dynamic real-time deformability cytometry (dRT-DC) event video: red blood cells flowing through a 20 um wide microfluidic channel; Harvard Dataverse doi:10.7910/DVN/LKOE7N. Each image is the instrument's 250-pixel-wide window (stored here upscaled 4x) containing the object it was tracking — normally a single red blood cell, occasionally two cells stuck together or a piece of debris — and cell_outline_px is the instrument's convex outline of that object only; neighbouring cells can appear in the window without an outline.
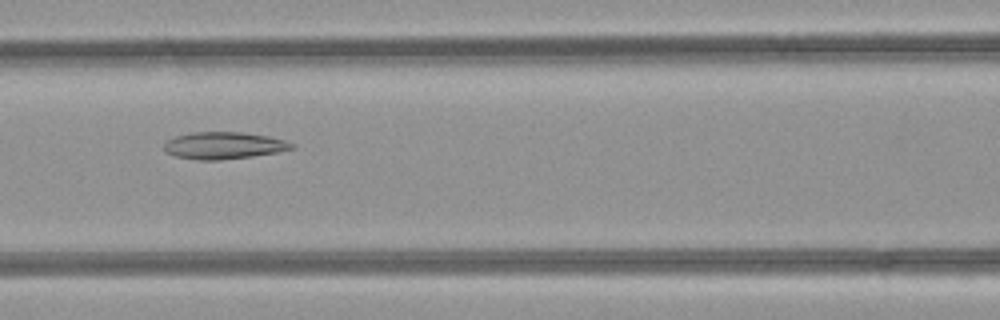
{"species": "common noctule bat (a hibernating species)", "species_latin": "Nyctalus noctula", "temperature_condition": "room temperature", "stored_images_in_passage": 41, "camera_frame_rate_fps": 3000, "um_per_image_px": 0.085, "animal": {"sex": "female", "body_mass_g": 21.9}, "frame": {"image": 1, "passage_image": 15, "time_ms": 4.667, "image_size_px": [1000, 320], "cell_outline_px": [[296, 148], [276, 152], [252, 156], [220, 160], [196, 160], [176, 156], [168, 152], [164, 148], [164, 144], [168, 140], [176, 136], [192, 132], [240, 132], [268, 136], [284, 140], [296, 144]], "centroid_in_image_um": [19.05, 12.37], "position_along_channel_um": 147.6, "area_um2": 20.0}}
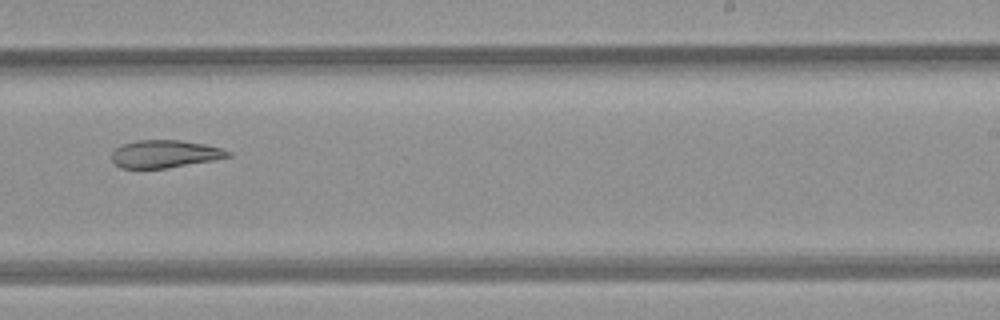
{"frame": {"image": 2, "passage_image": 24, "time_ms": 7.667, "image_size_px": [1000, 320], "cell_outline_px": [[232, 156], [212, 160], [164, 168], [120, 168], [112, 164], [112, 152], [120, 144], [136, 140], [180, 140], [204, 144], [220, 148], [232, 152]], "centroid_in_image_um": [13.95, 13.08], "position_along_channel_um": 275.0, "area_um2": 18.73}}
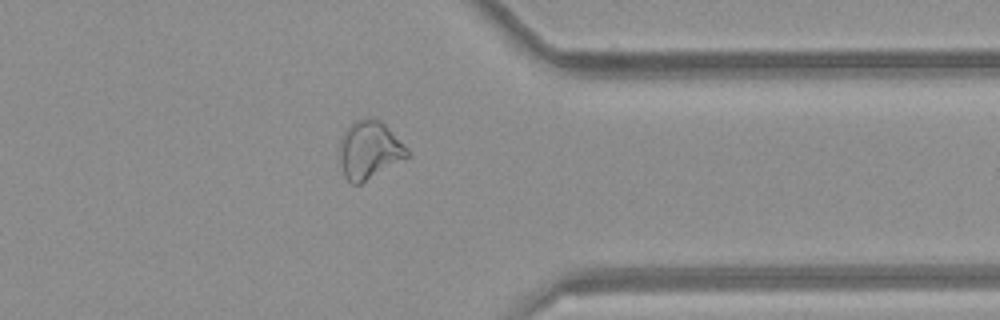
{"frame": {"image": 3, "passage_image": 32, "time_ms": 10.333, "image_size_px": [1000, 320], "cell_outline_px": [[408, 156], [360, 184], [352, 184], [344, 176], [336, 160], [340, 140], [344, 132], [356, 120], [364, 116], [368, 116], [380, 120], [408, 148]], "centroid_in_image_um": [31.32, 12.74], "position_along_channel_um": 380.1, "area_um2": 23.0}, "authors_computed_cell_mechanics": {"area_um2": 22.4264, "velocity_mm_per_s": 4.2665, "shape_relaxation_time_tau1_ms": null, "shape_relaxation_time_tau2_ms": 6.6906, "deformation_change_tau1": null, "deformation_change_tau2": 0.1655}}